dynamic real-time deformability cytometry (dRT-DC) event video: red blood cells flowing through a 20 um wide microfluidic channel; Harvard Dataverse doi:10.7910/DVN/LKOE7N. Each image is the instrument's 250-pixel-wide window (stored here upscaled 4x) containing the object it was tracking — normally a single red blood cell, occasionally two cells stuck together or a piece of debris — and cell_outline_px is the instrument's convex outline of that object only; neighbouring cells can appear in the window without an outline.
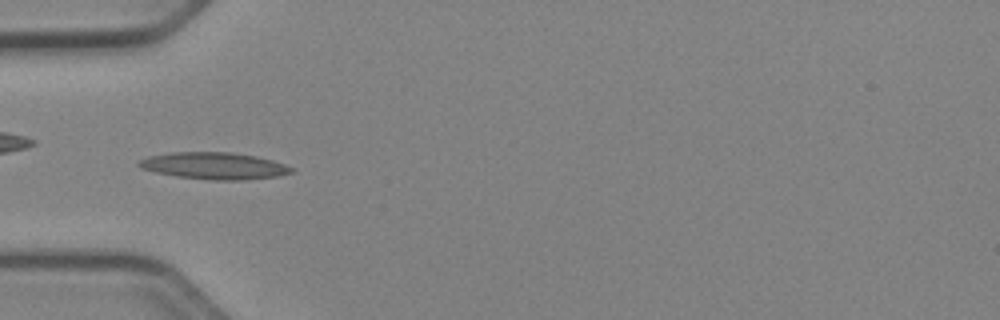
{"species": "Egyptian fruit bat (a non-hibernating species)", "species_latin": "Rousettus aegyptiacus", "temperature_condition": "cold", "stored_images_in_passage": 51, "camera_frame_rate_fps": 3000, "um_per_image_px": 0.085, "animal": {"sex": "female"}, "frame": {"image": 1, "passage_image": 16, "time_ms": 5.0, "image_size_px": [1000, 320], "cell_outline_px": [[296, 172], [276, 176], [244, 180], [212, 180], [176, 176], [156, 172], [140, 168], [136, 164], [140, 160], [148, 156], [172, 152], [232, 152], [256, 156], [272, 160], [296, 168]], "centroid_in_image_um": [18.23, 14.09], "position_along_channel_um": 66.8, "area_um2": 23.99}}
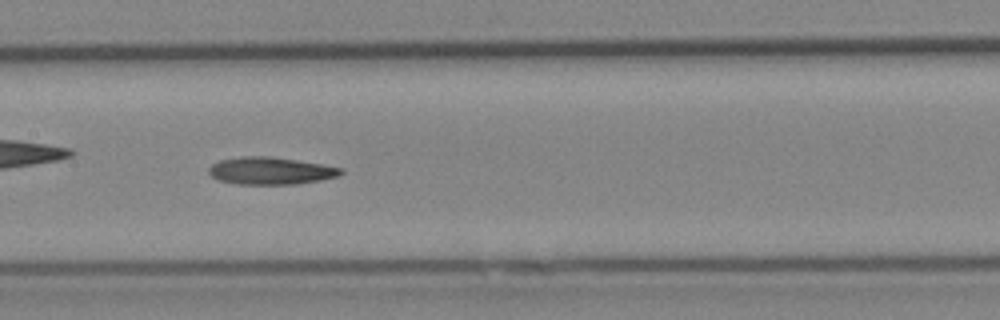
{"frame": {"image": 2, "passage_image": 25, "time_ms": 8.0, "image_size_px": [1000, 320], "cell_outline_px": [[344, 172], [340, 176], [320, 180], [296, 184], [236, 184], [220, 180], [212, 176], [208, 172], [208, 168], [212, 164], [220, 160], [240, 156], [268, 156], [324, 164], [344, 168]], "centroid_in_image_um": [23.04, 14.51], "position_along_channel_um": 184.4, "area_um2": 21.15}}
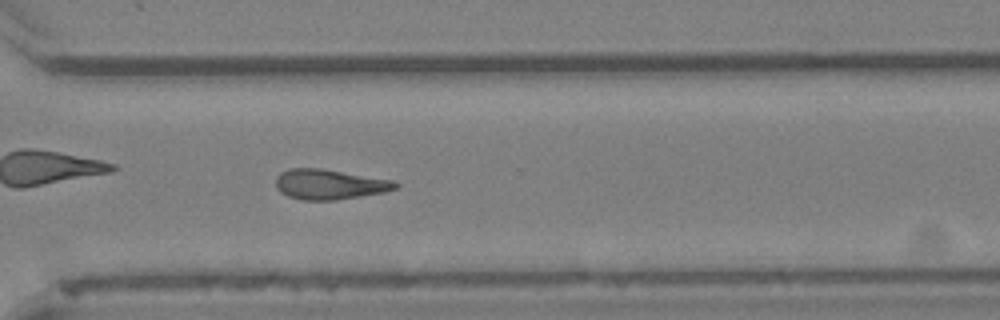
{"frame": {"image": 3, "passage_image": 37, "time_ms": 12.0, "image_size_px": [1000, 320], "cell_outline_px": [[400, 184], [396, 188], [384, 192], [336, 200], [300, 200], [288, 196], [280, 192], [276, 188], [276, 176], [280, 172], [288, 168], [320, 168], [392, 180]], "centroid_in_image_um": [27.96, 15.67], "position_along_channel_um": 342.6, "area_um2": 20.98}}